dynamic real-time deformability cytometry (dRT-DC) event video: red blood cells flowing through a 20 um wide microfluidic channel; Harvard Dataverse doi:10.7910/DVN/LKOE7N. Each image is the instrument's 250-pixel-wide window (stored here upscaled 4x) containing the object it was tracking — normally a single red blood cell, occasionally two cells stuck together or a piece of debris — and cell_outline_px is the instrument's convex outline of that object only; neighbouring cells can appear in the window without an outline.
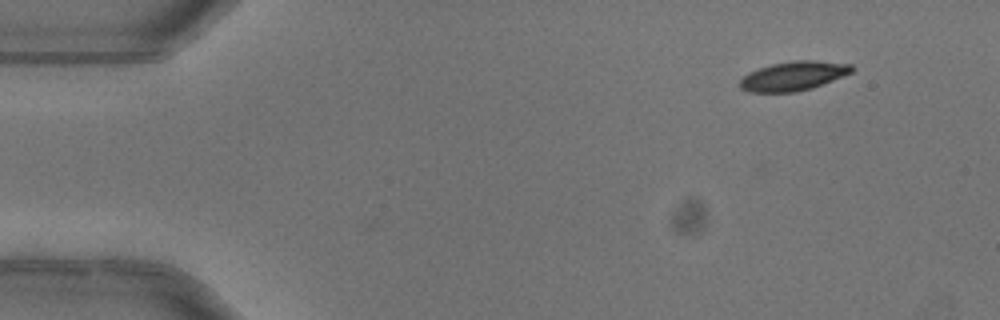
{"species": "common noctule bat (a hibernating species)", "species_latin": "Nyctalus noctula", "temperature_condition": "warm", "stored_images_in_passage": 5, "segment_of_instrument_passage": [1, 2], "camera_frame_rate_fps": 3000, "um_per_image_px": 0.085, "animal": {"sex": "female"}, "frame": {"image": 1, "passage_image": 1, "time_ms": 0.0, "image_size_px": [1000, 320], "cell_outline_px": [[856, 68], [852, 72], [812, 88], [796, 92], [748, 92], [740, 88], [740, 80], [748, 72], [772, 64], [792, 60], [816, 60], [852, 64]], "centroid_in_image_um": [67.45, 6.45], "position_along_channel_um": 17.5, "area_um2": 19.07}}
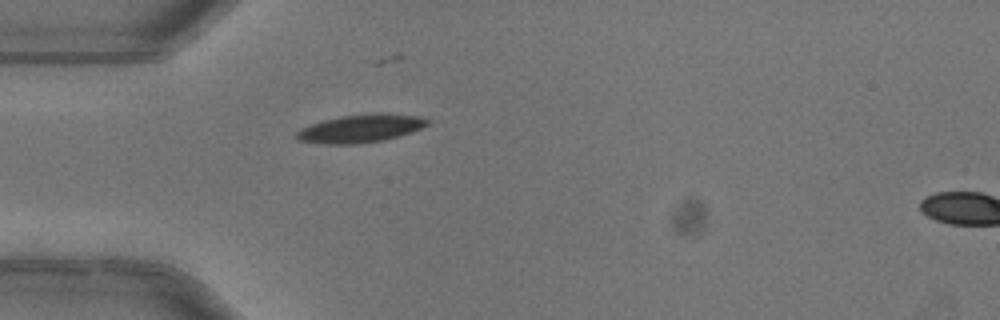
{"frame": {"image": 2, "passage_image": 4, "time_ms": 1.0, "image_size_px": [1000, 320], "cell_outline_px": [[432, 120], [428, 124], [420, 128], [384, 140], [356, 144], [324, 144], [300, 140], [296, 136], [296, 132], [300, 128], [324, 120], [340, 116], [372, 112], [380, 112], [424, 116]], "centroid_in_image_um": [30.69, 10.89], "position_along_channel_um": 54.3, "area_um2": 21.5}}